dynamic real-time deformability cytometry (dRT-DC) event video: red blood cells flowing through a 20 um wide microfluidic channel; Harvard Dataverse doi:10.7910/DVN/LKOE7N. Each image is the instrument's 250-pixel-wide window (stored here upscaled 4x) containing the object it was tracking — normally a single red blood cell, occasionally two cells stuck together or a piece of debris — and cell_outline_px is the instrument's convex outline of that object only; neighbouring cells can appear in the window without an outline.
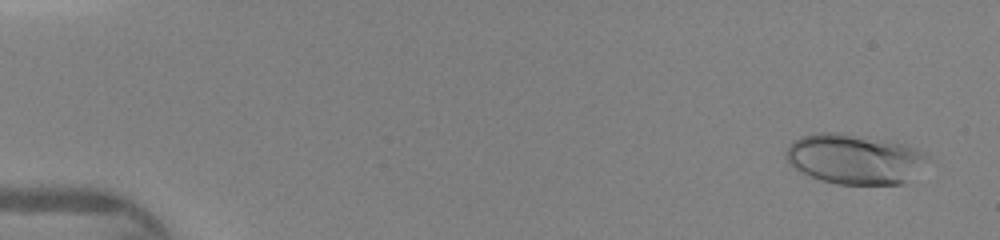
{"species": "human", "species_latin": "Homo sapiens", "temperature_condition": "warm", "stored_images_in_passage": 47, "camera_frame_rate_fps": 3000, "um_per_image_px": 0.085, "donor": {"sex": "female"}, "frame": {"image": 1, "passage_image": 3, "time_ms": 0.667, "image_size_px": [1000, 240], "cell_outline_px": [[928, 156], [904, 184], [836, 184], [820, 180], [788, 164], [784, 156], [784, 152], [788, 144], [800, 136], [816, 132], [836, 132], [904, 144], [924, 152]], "centroid_in_image_um": [72.52, 13.5], "position_along_channel_um": 12.5, "area_um2": 40.69}}
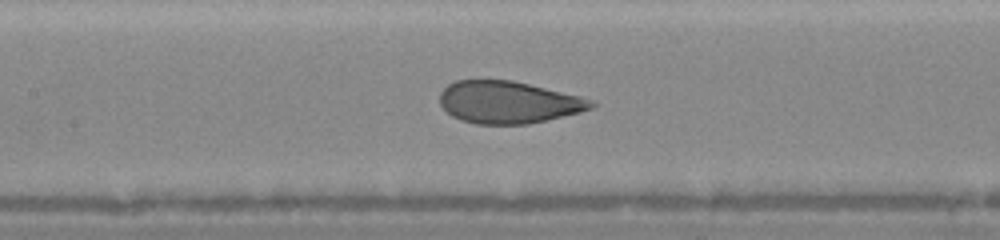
{"frame": {"image": 2, "passage_image": 23, "time_ms": 7.333, "image_size_px": [1000, 240], "cell_outline_px": [[596, 104], [592, 108], [580, 112], [548, 120], [528, 124], [476, 124], [460, 120], [452, 116], [440, 104], [440, 92], [448, 84], [456, 80], [512, 80], [580, 96], [592, 100]], "centroid_in_image_um": [43.2, 8.69], "position_along_channel_um": 164.2, "area_um2": 37.22}}
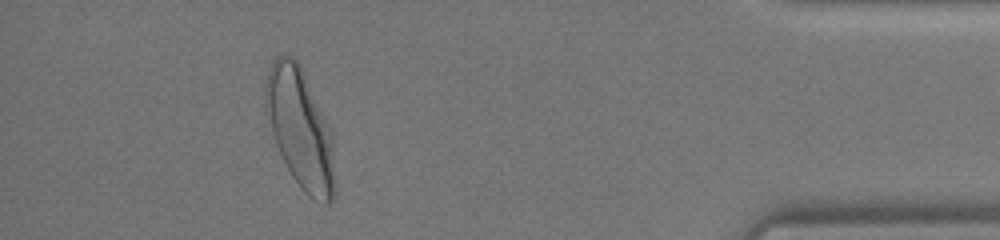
{"frame": {"image": 3, "passage_image": 43, "time_ms": 14.0, "image_size_px": [1000, 240], "cell_outline_px": [[336, 184], [332, 200], [328, 204], [324, 204], [308, 196], [304, 192], [292, 176], [276, 144], [264, 112], [264, 88], [268, 72], [272, 60], [276, 56], [292, 56], [300, 64], [332, 132]], "centroid_in_image_um": [25.51, 10.93], "position_along_channel_um": 409.7, "area_um2": 48.49}}